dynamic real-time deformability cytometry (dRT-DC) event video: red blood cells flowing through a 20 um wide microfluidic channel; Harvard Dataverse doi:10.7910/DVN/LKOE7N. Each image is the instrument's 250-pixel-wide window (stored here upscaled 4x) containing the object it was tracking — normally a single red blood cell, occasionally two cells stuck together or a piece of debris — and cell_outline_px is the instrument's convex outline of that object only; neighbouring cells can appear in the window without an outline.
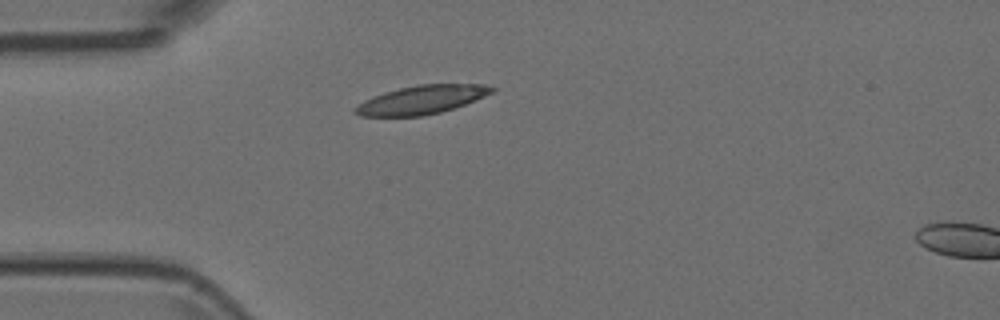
{"species": "Egyptian fruit bat (a non-hibernating species)", "species_latin": "Rousettus aegyptiacus", "temperature_condition": "room temperature", "stored_images_in_passage": 2, "camera_frame_rate_fps": 3000, "um_per_image_px": 0.085, "animal": {"sex": "female"}, "frame": {"image": 1, "passage_image": 1, "time_ms": 0.0, "image_size_px": [1000, 320], "cell_outline_px": [[496, 88], [492, 92], [484, 96], [464, 104], [440, 112], [420, 116], [360, 116], [352, 112], [352, 108], [364, 100], [372, 96], [384, 92], [416, 84], [484, 84]], "centroid_in_image_um": [35.77, 8.47], "position_along_channel_um": 49.2, "area_um2": 22.66}}